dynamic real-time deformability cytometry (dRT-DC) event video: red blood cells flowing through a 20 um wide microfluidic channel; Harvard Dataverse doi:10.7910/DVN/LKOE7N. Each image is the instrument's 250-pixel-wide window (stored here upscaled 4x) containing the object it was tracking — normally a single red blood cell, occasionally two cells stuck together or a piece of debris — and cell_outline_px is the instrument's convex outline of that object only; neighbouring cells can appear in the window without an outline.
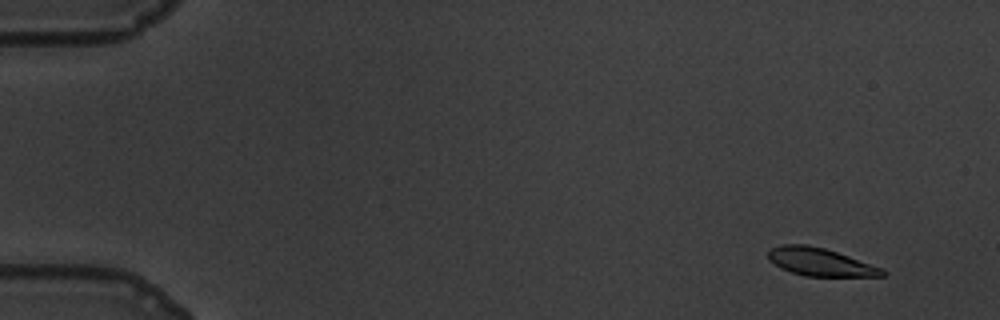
{"species": "common noctule bat (a hibernating species)", "species_latin": "Nyctalus noctula", "temperature_condition": "warm", "stored_images_in_passage": 59, "camera_frame_rate_fps": 3000, "um_per_image_px": 0.085, "animal": {"sex": "male", "body_mass_g": 19.5, "forearm_length_mm": 54.6}, "frame": {"image": 1, "passage_image": 4, "time_ms": 1.0, "image_size_px": [1000, 320], "cell_outline_px": [[888, 272], [884, 276], [804, 276], [780, 268], [768, 260], [768, 252], [772, 248], [780, 244], [808, 244], [824, 248], [884, 268]], "centroid_in_image_um": [69.72, 22.27], "position_along_channel_um": 15.3, "area_um2": 18.61}}
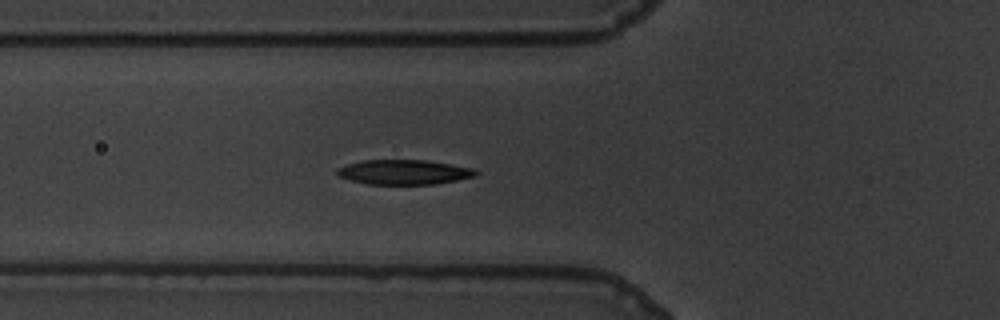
{"frame": {"image": 2, "passage_image": 22, "time_ms": 7.0, "image_size_px": [1000, 320], "cell_outline_px": [[480, 172], [476, 176], [436, 184], [368, 184], [348, 180], [336, 176], [336, 168], [348, 164], [364, 160], [428, 160], [476, 168]], "centroid_in_image_um": [34.35, 14.63], "position_along_channel_um": 91.4, "area_um2": 20.29}}
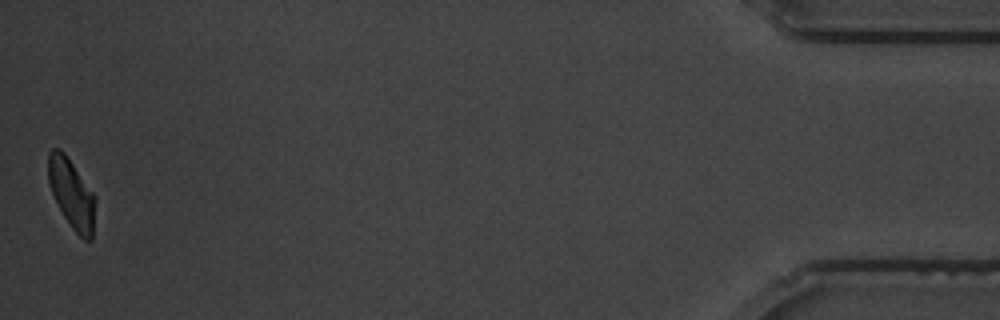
{"frame": {"image": 3, "passage_image": 59, "time_ms": 19.333, "image_size_px": [1000, 320], "cell_outline_px": [[96, 200], [92, 240], [84, 240], [72, 228], [64, 216], [52, 192], [48, 180], [48, 152], [52, 148], [60, 148], [64, 152], [96, 196]], "centroid_in_image_um": [6.1, 16.45], "position_along_channel_um": 429.1, "area_um2": 18.96}, "authors_computed_cell_mechanics": {"area_um2": 20.4612, "velocity_mm_per_s": 3.4295, "shape_relaxation_time_tau1_ms": 3.3574, "shape_relaxation_time_tau2_ms": 3.1654, "deformation_change_tau1": 0.1505, "deformation_change_tau2": 0.0757}}